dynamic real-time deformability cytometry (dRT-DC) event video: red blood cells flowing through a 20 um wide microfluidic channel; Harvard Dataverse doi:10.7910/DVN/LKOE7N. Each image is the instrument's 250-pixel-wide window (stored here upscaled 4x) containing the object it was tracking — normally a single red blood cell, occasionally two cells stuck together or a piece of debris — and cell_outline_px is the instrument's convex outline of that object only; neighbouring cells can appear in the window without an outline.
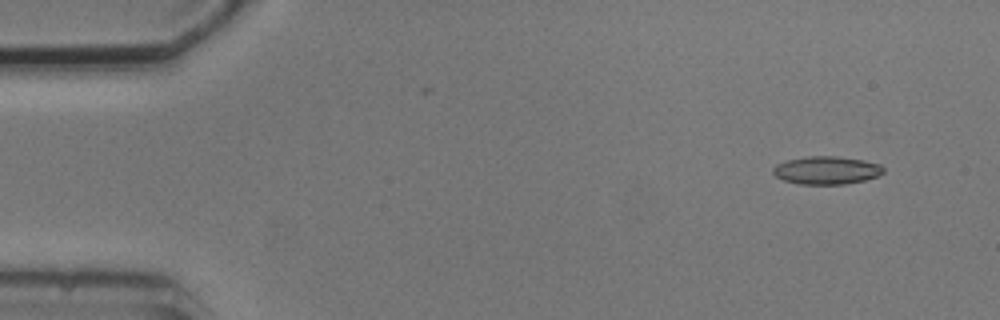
{"species": "common noctule bat (a hibernating species)", "species_latin": "Nyctalus noctula", "temperature_condition": "cold", "stored_images_in_passage": 4, "camera_frame_rate_fps": 3000, "um_per_image_px": 0.085, "animal": {"sex": "male", "body_mass_g": 20.5, "forearm_length_mm": 52.5}, "frame": {"image": 1, "passage_image": 1, "time_ms": 0.0, "image_size_px": [1000, 320], "cell_outline_px": [[884, 172], [876, 176], [864, 180], [844, 184], [800, 184], [784, 180], [776, 176], [772, 172], [772, 168], [776, 164], [788, 160], [808, 156], [836, 156], [864, 160], [880, 164], [884, 168]], "centroid_in_image_um": [70.25, 14.47], "position_along_channel_um": 14.8, "area_um2": 17.92}}
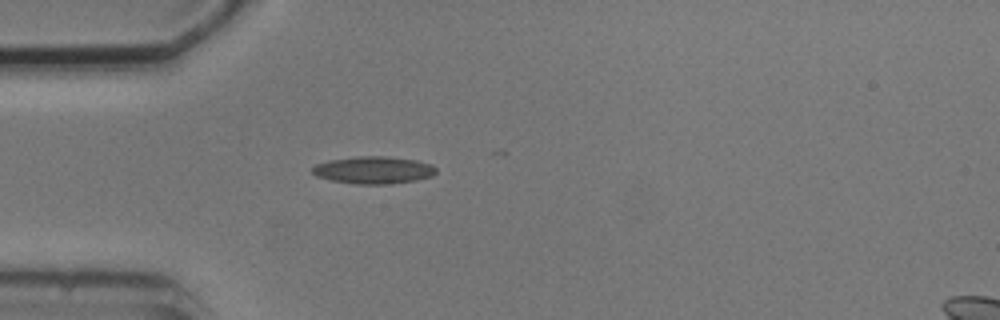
{"frame": {"image": 2, "passage_image": 4, "time_ms": 3.667, "image_size_px": [1000, 320], "cell_outline_px": [[436, 172], [432, 176], [416, 180], [392, 184], [356, 184], [332, 180], [316, 176], [312, 172], [312, 168], [316, 164], [328, 160], [356, 156], [384, 156], [416, 160], [432, 164], [436, 168]], "centroid_in_image_um": [31.76, 14.45], "position_along_channel_um": 53.2, "area_um2": 19.77}}